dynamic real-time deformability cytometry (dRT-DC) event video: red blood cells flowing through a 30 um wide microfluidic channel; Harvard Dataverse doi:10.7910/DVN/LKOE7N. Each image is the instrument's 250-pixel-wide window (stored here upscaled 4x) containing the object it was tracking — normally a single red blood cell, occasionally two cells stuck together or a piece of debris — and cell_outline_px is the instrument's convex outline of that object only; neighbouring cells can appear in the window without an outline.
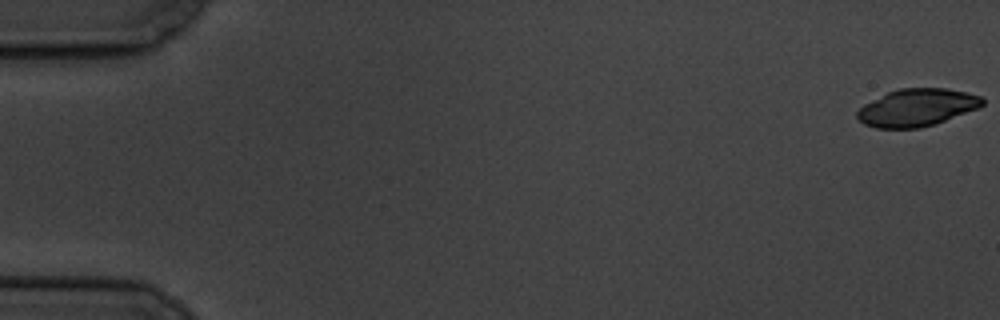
{"species": "common noctule bat (a hibernating species)", "species_latin": "Nyctalus noctula", "temperature_condition": "cold", "stored_images_in_passage": 7, "camera_frame_rate_fps": 3000, "um_per_image_px": 0.085, "animal": {"sex": "male", "body_mass_g": 19.5, "forearm_length_mm": 54.6}, "frame": {"image": 1, "passage_image": 1, "time_ms": 0.0, "image_size_px": [1000, 320], "cell_outline_px": [[984, 104], [980, 108], [936, 124], [920, 128], [876, 128], [864, 124], [856, 116], [856, 112], [864, 104], [888, 92], [900, 88], [948, 88], [968, 92], [980, 96], [984, 100]], "centroid_in_image_um": [77.98, 9.14], "position_along_channel_um": 7.0, "area_um2": 27.51}}